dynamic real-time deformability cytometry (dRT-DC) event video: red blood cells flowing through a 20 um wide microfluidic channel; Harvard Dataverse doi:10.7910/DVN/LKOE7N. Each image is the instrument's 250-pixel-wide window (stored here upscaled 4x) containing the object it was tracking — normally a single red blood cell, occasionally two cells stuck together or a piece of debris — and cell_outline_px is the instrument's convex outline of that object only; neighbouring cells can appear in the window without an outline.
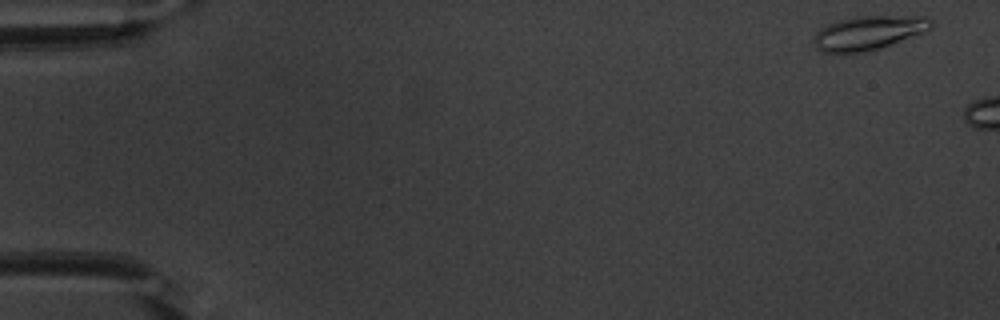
{"species": "common noctule bat (a hibernating species)", "species_latin": "Nyctalus noctula", "temperature_condition": "warm", "stored_images_in_passage": 6, "camera_frame_rate_fps": 3000, "um_per_image_px": 0.085, "animal": {"sex": "male", "body_mass_g": 20.1, "forearm_length_mm": 53.5}, "frame": {"image": 1, "passage_image": 2, "time_ms": 0.333, "image_size_px": [1000, 320], "cell_outline_px": [[936, 24], [932, 28], [880, 48], [864, 52], [820, 52], [812, 44], [812, 40], [816, 32], [820, 28], [836, 20], [852, 16], [928, 16]], "centroid_in_image_um": [73.79, 2.77], "position_along_channel_um": 11.2, "area_um2": 23.41}}